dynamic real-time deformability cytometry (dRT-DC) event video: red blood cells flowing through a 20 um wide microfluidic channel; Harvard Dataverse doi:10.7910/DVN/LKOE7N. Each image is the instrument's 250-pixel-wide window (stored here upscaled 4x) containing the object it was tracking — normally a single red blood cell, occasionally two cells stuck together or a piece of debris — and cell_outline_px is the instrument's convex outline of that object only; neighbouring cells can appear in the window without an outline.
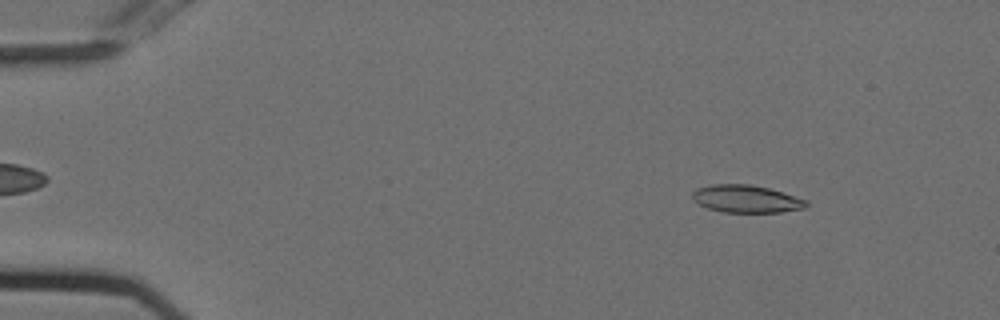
{"species": "Egyptian fruit bat (a non-hibernating species)", "species_latin": "Rousettus aegyptiacus", "temperature_condition": "cold", "stored_images_in_passage": 53, "camera_frame_rate_fps": 3000, "um_per_image_px": 0.085, "animal": {"sex": "female"}, "frame": {"image": 1, "passage_image": 6, "time_ms": 1.667, "image_size_px": [1000, 320], "cell_outline_px": [[808, 204], [804, 208], [780, 212], [724, 212], [708, 208], [692, 200], [692, 192], [696, 188], [712, 184], [748, 184], [768, 188], [784, 192], [808, 200]], "centroid_in_image_um": [63.43, 16.9], "position_along_channel_um": 21.6, "area_um2": 18.32}}
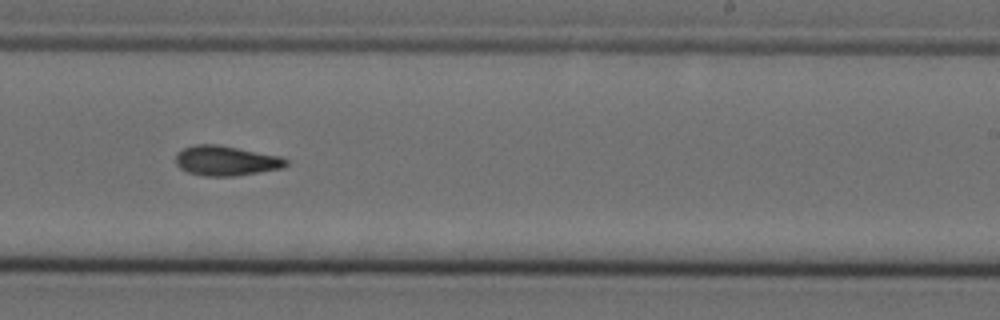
{"frame": {"image": 2, "passage_image": 33, "time_ms": 10.667, "image_size_px": [1000, 320], "cell_outline_px": [[288, 164], [284, 168], [236, 176], [204, 176], [188, 172], [180, 168], [176, 164], [176, 152], [184, 148], [196, 144], [216, 144], [280, 156], [288, 160]], "centroid_in_image_um": [19.21, 13.67], "position_along_channel_um": 269.8, "area_um2": 19.25}}
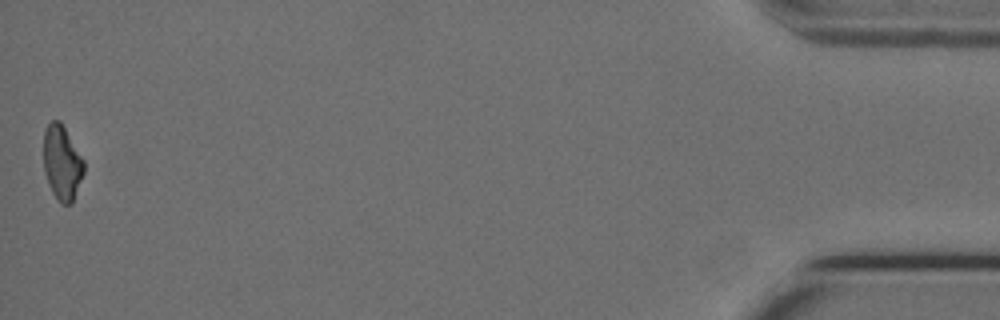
{"frame": {"image": 3, "passage_image": 53, "time_ms": 17.333, "image_size_px": [1000, 320], "cell_outline_px": [[84, 172], [72, 204], [60, 204], [52, 192], [44, 172], [44, 132], [48, 124], [52, 120], [60, 120], [84, 160]], "centroid_in_image_um": [5.27, 13.84], "position_along_channel_um": 429.9, "area_um2": 17.51}, "authors_computed_cell_mechanics": {"area_um2": 18.6694, "velocity_mm_per_s": 3.7608, "shape_relaxation_time_tau1_ms": null, "shape_relaxation_time_tau2_ms": 4.5418, "deformation_change_tau1": null, "deformation_change_tau2": 0.1192}}